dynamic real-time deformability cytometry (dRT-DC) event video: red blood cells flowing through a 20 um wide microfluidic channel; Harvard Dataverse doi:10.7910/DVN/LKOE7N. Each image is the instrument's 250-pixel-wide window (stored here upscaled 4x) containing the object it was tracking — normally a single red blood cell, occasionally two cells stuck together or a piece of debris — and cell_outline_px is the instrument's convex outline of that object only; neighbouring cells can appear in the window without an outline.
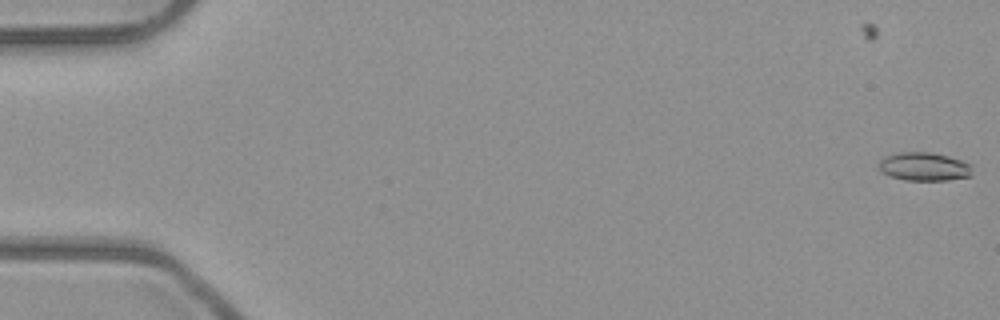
{"species": "common noctule bat (a hibernating species)", "species_latin": "Nyctalus noctula", "temperature_condition": "room temperature", "stored_images_in_passage": 5, "camera_frame_rate_fps": 3000, "um_per_image_px": 0.085, "animal": {"sex": "male", "body_mass_g": 23.1, "forearm_length_mm": 52.7}, "frame": {"image": 1, "passage_image": 1, "time_ms": 0.0, "image_size_px": [1000, 320], "cell_outline_px": [[972, 176], [948, 180], [904, 180], [888, 176], [880, 172], [880, 160], [884, 156], [900, 152], [932, 152], [948, 156], [972, 164]], "centroid_in_image_um": [78.56, 14.16], "position_along_channel_um": 6.4, "area_um2": 15.66}}